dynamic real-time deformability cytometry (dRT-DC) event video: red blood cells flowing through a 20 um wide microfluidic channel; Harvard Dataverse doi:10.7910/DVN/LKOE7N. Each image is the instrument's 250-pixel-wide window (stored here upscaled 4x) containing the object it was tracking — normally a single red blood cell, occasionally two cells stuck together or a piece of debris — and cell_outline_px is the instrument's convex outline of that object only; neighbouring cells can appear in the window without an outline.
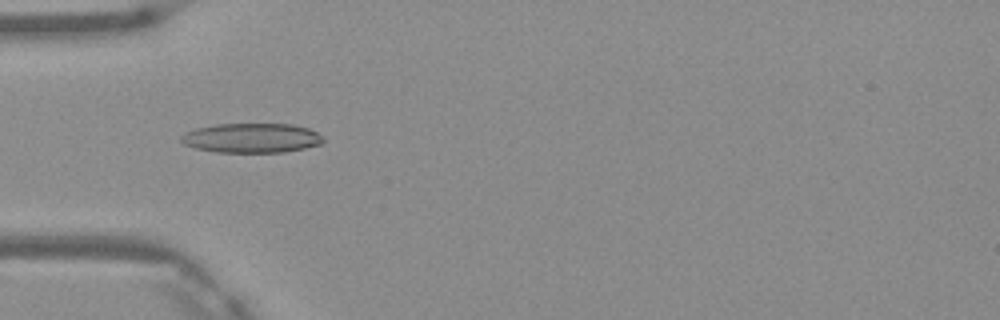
{"species": "Egyptian fruit bat (a non-hibernating species)", "species_latin": "Rousettus aegyptiacus", "temperature_condition": "warm", "stored_images_in_passage": 6, "camera_frame_rate_fps": 3000, "um_per_image_px": 0.085, "frame": {"image": 1, "passage_image": 5, "time_ms": 1.333, "image_size_px": [1000, 320], "cell_outline_px": [[324, 144], [284, 152], [216, 152], [196, 148], [184, 144], [180, 140], [180, 136], [184, 132], [196, 128], [216, 124], [292, 124], [308, 128], [316, 132], [324, 140]], "centroid_in_image_um": [21.37, 11.73], "position_along_channel_um": 63.6, "area_um2": 24.51}}
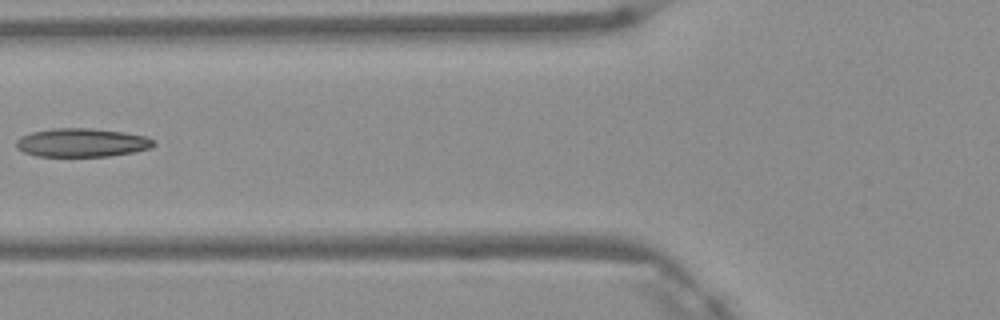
{"frame": {"image": 2, "passage_image": 6, "time_ms": 1.667, "image_size_px": [1000, 320], "cell_outline_px": [[156, 144], [152, 148], [132, 152], [108, 156], [36, 156], [24, 152], [16, 148], [16, 140], [20, 136], [32, 132], [52, 128], [92, 128], [124, 132], [148, 136]], "centroid_in_image_um": [6.95, 12.11], "position_along_channel_um": 118.8, "area_um2": 23.0}}